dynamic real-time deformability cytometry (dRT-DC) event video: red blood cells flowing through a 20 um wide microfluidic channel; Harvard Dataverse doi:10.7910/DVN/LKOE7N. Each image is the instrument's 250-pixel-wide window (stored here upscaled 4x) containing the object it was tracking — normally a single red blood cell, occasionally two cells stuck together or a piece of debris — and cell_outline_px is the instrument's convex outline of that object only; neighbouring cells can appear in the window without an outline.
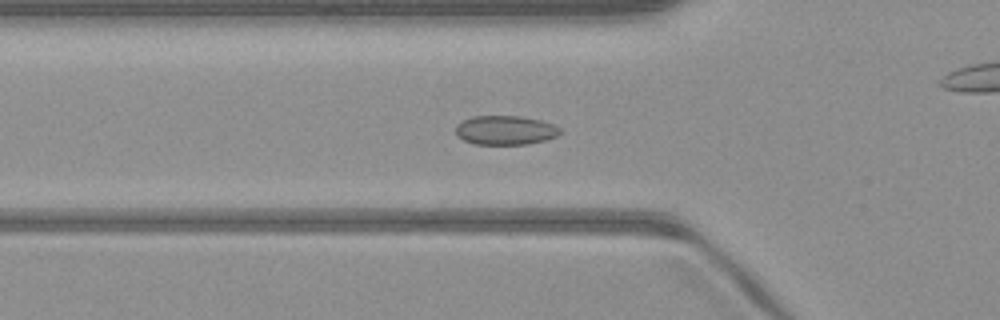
{"species": "common noctule bat (a hibernating species)", "species_latin": "Nyctalus noctula", "temperature_condition": "warm", "stored_images_in_passage": 51, "camera_frame_rate_fps": 3000, "um_per_image_px": 0.085, "animal": {"sex": "male", "body_mass_g": 23.1, "forearm_length_mm": 52.7}, "frame": {"image": 1, "passage_image": 17, "time_ms": 5.333, "image_size_px": [1000, 320], "cell_outline_px": [[560, 132], [556, 136], [544, 140], [528, 144], [476, 144], [464, 140], [456, 136], [456, 124], [472, 116], [524, 116], [540, 120], [552, 124], [560, 128]], "centroid_in_image_um": [42.93, 11.06], "position_along_channel_um": 82.9, "area_um2": 17.69}}
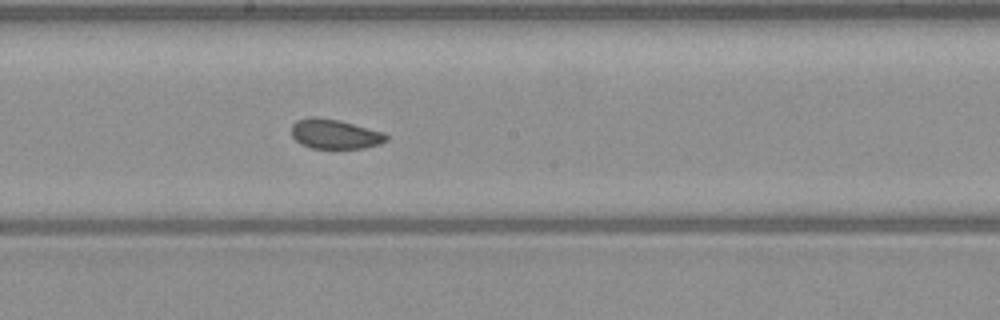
{"frame": {"image": 2, "passage_image": 27, "time_ms": 8.667, "image_size_px": [1000, 320], "cell_outline_px": [[388, 140], [380, 144], [364, 148], [312, 148], [300, 144], [292, 136], [292, 124], [296, 120], [308, 116], [316, 116], [340, 120], [384, 132], [388, 136]], "centroid_in_image_um": [28.46, 11.38], "position_along_channel_um": 219.7, "area_um2": 16.59}}
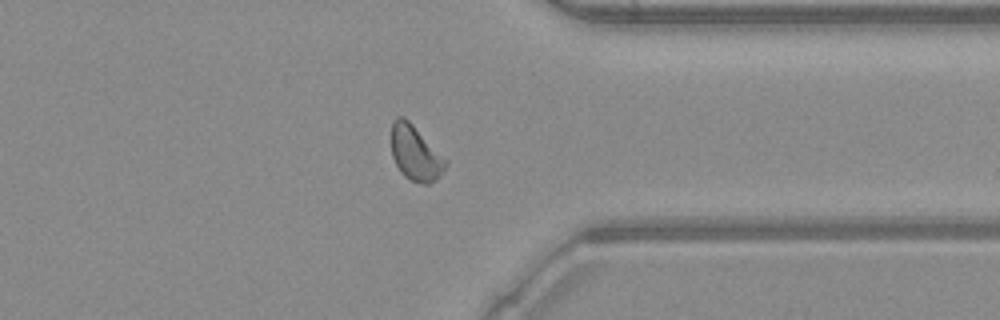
{"frame": {"image": 3, "passage_image": 39, "time_ms": 12.667, "image_size_px": [1000, 320], "cell_outline_px": [[448, 164], [444, 172], [436, 180], [428, 184], [420, 184], [404, 176], [400, 172], [392, 156], [392, 120], [396, 116], [404, 116], [448, 160]], "centroid_in_image_um": [35.33, 13.03], "position_along_channel_um": 376.1, "area_um2": 17.51}, "authors_computed_cell_mechanics": {"area_um2": 17.5712, "velocity_mm_per_s": 4.0734, "shape_relaxation_time_tau1_ms": 2.2889, "shape_relaxation_time_tau2_ms": 1.2173, "deformation_change_tau1": 0.0483, "deformation_change_tau2": 0.0436}}